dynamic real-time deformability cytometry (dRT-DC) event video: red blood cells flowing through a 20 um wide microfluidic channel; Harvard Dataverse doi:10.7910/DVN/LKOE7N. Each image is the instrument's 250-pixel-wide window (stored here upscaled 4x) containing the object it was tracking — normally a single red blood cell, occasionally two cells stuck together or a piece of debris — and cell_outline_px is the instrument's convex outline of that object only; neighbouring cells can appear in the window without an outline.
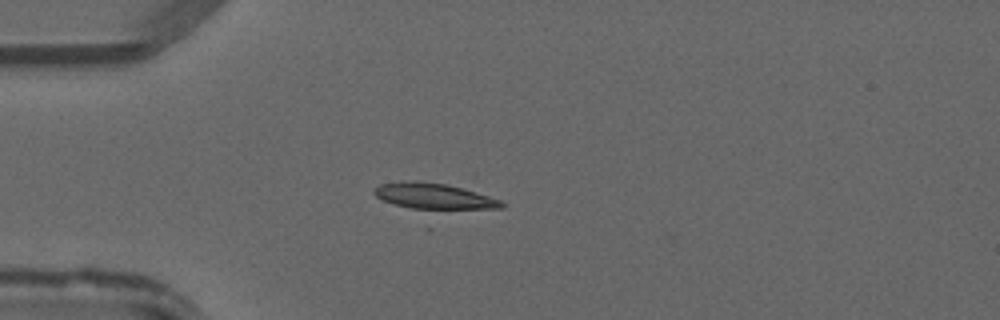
{"species": "common noctule bat (a hibernating species)", "species_latin": "Nyctalus noctula", "temperature_condition": "warm", "stored_images_in_passage": 45, "camera_frame_rate_fps": 3000, "um_per_image_px": 0.085, "animal": {"sex": "male", "forearm_length_mm": 52.5}, "frame": {"image": 1, "passage_image": 11, "time_ms": 3.333, "image_size_px": [1000, 320], "cell_outline_px": [[504, 208], [428, 212], [396, 204], [384, 200], [376, 196], [372, 192], [380, 184], [412, 180], [416, 180], [444, 184], [460, 188], [488, 196], [500, 200], [504, 204]], "centroid_in_image_um": [36.92, 16.73], "position_along_channel_um": 48.1, "area_um2": 19.65}}
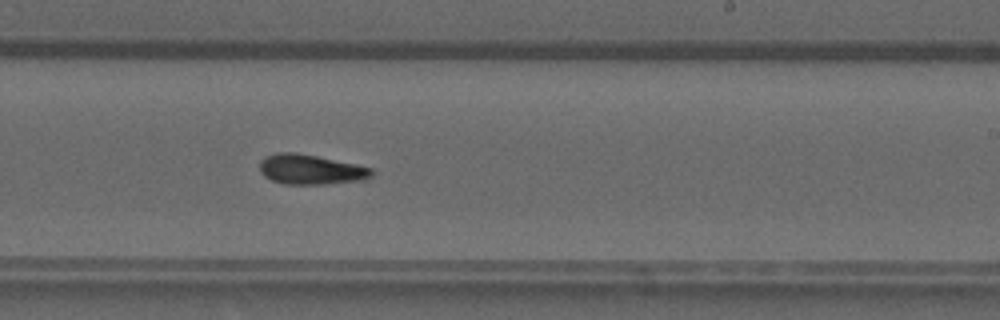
{"frame": {"image": 2, "passage_image": 27, "time_ms": 8.667, "image_size_px": [1000, 320], "cell_outline_px": [[376, 172], [368, 180], [324, 184], [284, 184], [272, 180], [264, 176], [260, 172], [260, 160], [276, 152], [296, 152], [356, 164], [372, 168]], "centroid_in_image_um": [26.45, 14.41], "position_along_channel_um": 262.5, "area_um2": 19.71}}
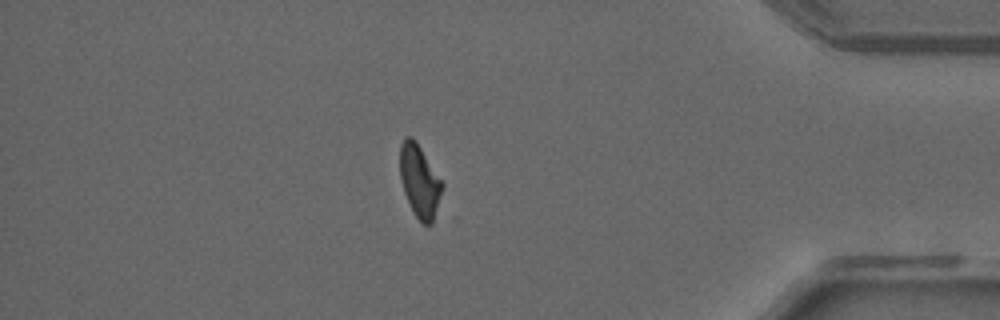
{"frame": {"image": 3, "passage_image": 39, "time_ms": 12.667, "image_size_px": [1000, 320], "cell_outline_px": [[444, 188], [432, 224], [424, 224], [416, 216], [404, 192], [400, 176], [400, 144], [404, 136], [412, 136], [416, 140], [444, 184]], "centroid_in_image_um": [35.67, 15.35], "position_along_channel_um": 399.5, "area_um2": 17.86}}